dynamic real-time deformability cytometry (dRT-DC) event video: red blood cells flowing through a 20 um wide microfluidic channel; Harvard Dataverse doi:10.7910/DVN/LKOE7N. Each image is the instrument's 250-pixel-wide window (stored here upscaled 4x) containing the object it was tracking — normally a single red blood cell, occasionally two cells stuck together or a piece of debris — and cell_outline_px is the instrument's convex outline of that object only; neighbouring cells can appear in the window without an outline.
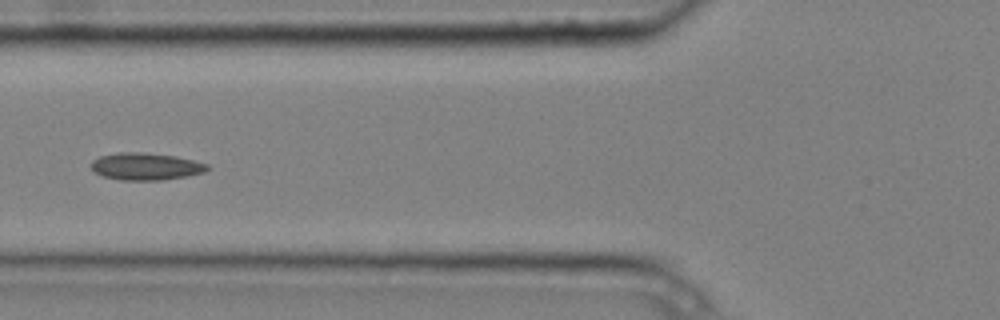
{"species": "common noctule bat (a hibernating species)", "species_latin": "Nyctalus noctula", "temperature_condition": "cold", "stored_images_in_passage": 6, "camera_frame_rate_fps": 3000, "um_per_image_px": 0.085, "animal": {"sex": "male", "body_mass_g": 20.4}, "frame": {"image": 1, "passage_image": 6, "time_ms": 1.667, "image_size_px": [1000, 320], "cell_outline_px": [[208, 168], [204, 172], [184, 176], [160, 180], [120, 180], [104, 176], [96, 172], [92, 168], [92, 160], [100, 156], [116, 152], [140, 152], [176, 156], [208, 164]], "centroid_in_image_um": [12.37, 14.14], "position_along_channel_um": 113.4, "area_um2": 18.15}}